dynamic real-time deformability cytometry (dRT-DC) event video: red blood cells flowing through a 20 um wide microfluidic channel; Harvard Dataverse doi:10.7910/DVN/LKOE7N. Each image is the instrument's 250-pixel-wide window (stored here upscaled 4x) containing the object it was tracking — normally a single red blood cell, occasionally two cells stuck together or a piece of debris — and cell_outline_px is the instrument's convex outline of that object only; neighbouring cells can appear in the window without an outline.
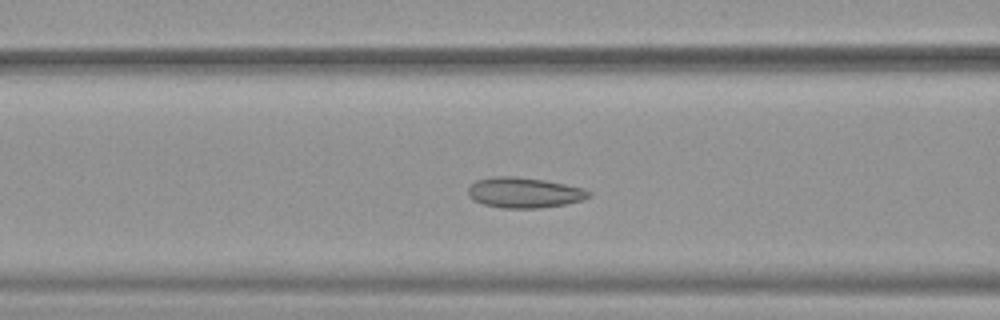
{"species": "common noctule bat (a hibernating species)", "species_latin": "Nyctalus noctula", "temperature_condition": "warm", "stored_images_in_passage": 49, "camera_frame_rate_fps": 3000, "um_per_image_px": 0.085, "animal": {"sex": "female", "body_mass_g": 19.9}, "frame": {"image": 1, "passage_image": 17, "time_ms": 5.333, "image_size_px": [1000, 320], "cell_outline_px": [[592, 196], [580, 200], [564, 204], [540, 208], [504, 208], [484, 204], [472, 200], [468, 196], [468, 188], [476, 180], [492, 176], [516, 176], [544, 180], [584, 188], [592, 192]], "centroid_in_image_um": [44.54, 16.36], "position_along_channel_um": 122.1, "area_um2": 21.44}}
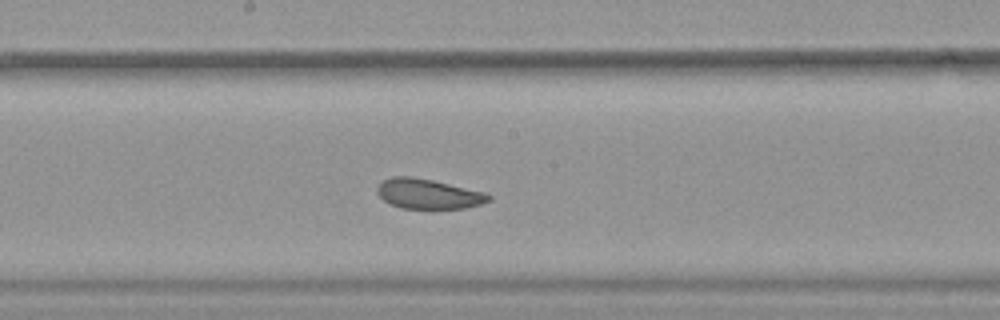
{"frame": {"image": 2, "passage_image": 24, "time_ms": 7.667, "image_size_px": [1000, 320], "cell_outline_px": [[492, 200], [480, 204], [464, 208], [400, 208], [388, 204], [376, 192], [376, 188], [384, 180], [392, 176], [412, 176], [432, 180], [484, 192], [492, 196]], "centroid_in_image_um": [36.38, 16.48], "position_along_channel_um": 211.8, "area_um2": 19.36}}
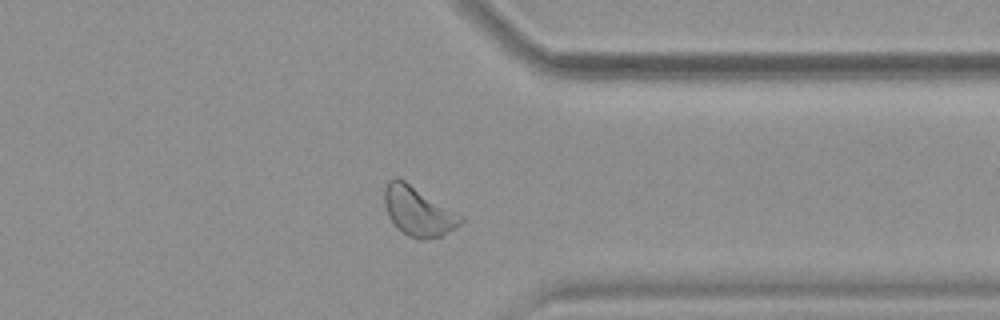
{"frame": {"image": 3, "passage_image": 37, "time_ms": 12.0, "image_size_px": [1000, 320], "cell_outline_px": [[464, 220], [460, 224], [448, 232], [440, 236], [424, 240], [420, 240], [408, 236], [400, 232], [396, 228], [388, 216], [384, 204], [384, 188], [388, 180], [392, 176], [396, 176], [404, 180], [464, 216]], "centroid_in_image_um": [35.51, 17.95], "position_along_channel_um": 375.9, "area_um2": 22.2}, "authors_computed_cell_mechanics": {"area_um2": 22.1952, "velocity_mm_per_s": 3.8562, "shape_relaxation_time_tau1_ms": 4.764, "shape_relaxation_time_tau2_ms": 2.196, "deformation_change_tau1": 0.063, "deformation_change_tau2": 0.07}}